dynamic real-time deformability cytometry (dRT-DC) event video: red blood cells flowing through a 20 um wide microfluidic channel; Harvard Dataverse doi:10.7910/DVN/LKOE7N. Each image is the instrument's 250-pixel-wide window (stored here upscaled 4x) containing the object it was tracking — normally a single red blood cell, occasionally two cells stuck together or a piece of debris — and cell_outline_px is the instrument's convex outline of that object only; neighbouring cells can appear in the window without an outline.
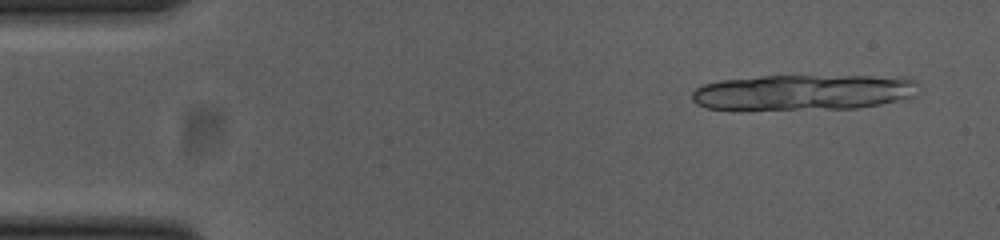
{"species": "common noctule bat (a hibernating species)", "species_latin": "Nyctalus noctula", "temperature_condition": "cold", "stored_images_in_passage": 12, "camera_frame_rate_fps": 3000, "um_per_image_px": 0.085, "animal": {"sex": "female", "body_mass_g": 23.0, "forearm_length_mm": 53.4}, "frame": {"image": 1, "passage_image": 3, "time_ms": 0.667, "image_size_px": [1000, 240], "cell_outline_px": [[916, 96], [908, 100], [860, 108], [708, 108], [696, 104], [692, 100], [692, 92], [696, 88], [704, 84], [720, 80], [760, 76], [908, 76], [916, 80]], "centroid_in_image_um": [68.43, 7.82], "position_along_channel_um": 16.6, "area_um2": 47.11}}